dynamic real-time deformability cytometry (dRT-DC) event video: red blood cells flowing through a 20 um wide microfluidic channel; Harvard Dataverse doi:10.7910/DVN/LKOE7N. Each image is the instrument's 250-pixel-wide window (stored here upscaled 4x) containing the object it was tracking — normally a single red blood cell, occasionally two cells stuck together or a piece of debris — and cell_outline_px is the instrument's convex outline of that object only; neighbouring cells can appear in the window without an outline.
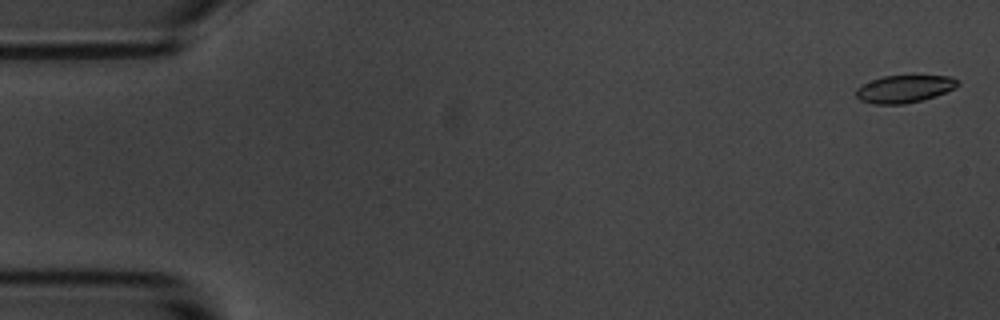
{"species": "common noctule bat (a hibernating species)", "species_latin": "Nyctalus noctula", "temperature_condition": "room temperature", "stored_images_in_passage": 15, "camera_frame_rate_fps": 3000, "um_per_image_px": 0.085, "animal": {"sex": "male", "body_mass_g": 20.1, "forearm_length_mm": 53.5}, "frame": {"image": 1, "passage_image": 1, "time_ms": 0.0, "image_size_px": [1000, 320], "cell_outline_px": [[960, 84], [956, 88], [936, 96], [904, 104], [872, 104], [860, 100], [856, 96], [856, 88], [872, 80], [884, 76], [948, 76], [960, 80]], "centroid_in_image_um": [76.9, 7.56], "position_along_channel_um": 8.1, "area_um2": 16.24}}
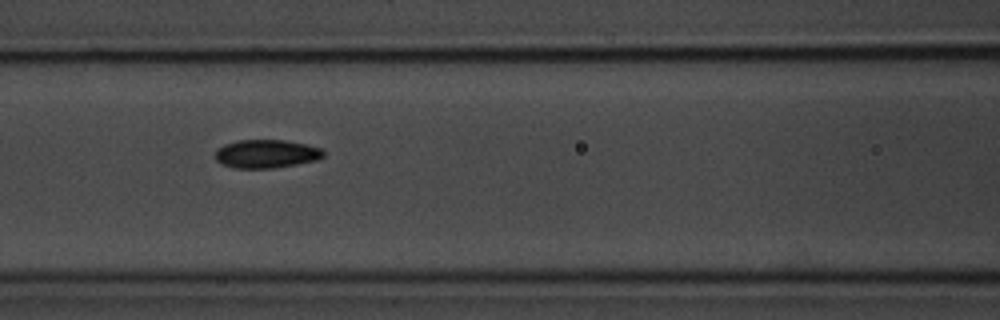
{"frame": {"image": 2, "passage_image": 7, "time_ms": 7.667, "image_size_px": [1000, 320], "cell_outline_px": [[324, 156], [316, 160], [296, 164], [272, 168], [236, 168], [220, 164], [216, 160], [216, 152], [224, 144], [236, 140], [284, 140], [304, 144], [320, 148], [324, 152]], "centroid_in_image_um": [22.61, 13.07], "position_along_channel_um": 144.0, "area_um2": 17.74}}
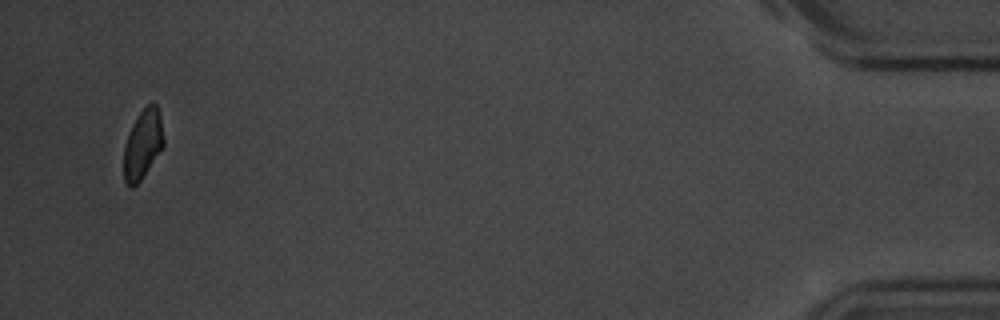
{"frame": {"image": 3, "passage_image": 15, "time_ms": 18.0, "image_size_px": [1000, 320], "cell_outline_px": [[164, 144], [140, 180], [132, 188], [128, 188], [124, 180], [124, 148], [132, 124], [140, 112], [152, 100], [156, 104], [160, 112], [164, 136]], "centroid_in_image_um": [12.14, 12.23], "position_along_channel_um": 423.1, "area_um2": 15.95}, "authors_computed_cell_mechanics": {"area_um2": 17.629, "velocity_mm_per_s": 3.5095, "shape_relaxation_time_tau1_ms": 2.7012, "shape_relaxation_time_tau2_ms": null, "deformation_change_tau1": 0.0851, "deformation_change_tau2": null}}